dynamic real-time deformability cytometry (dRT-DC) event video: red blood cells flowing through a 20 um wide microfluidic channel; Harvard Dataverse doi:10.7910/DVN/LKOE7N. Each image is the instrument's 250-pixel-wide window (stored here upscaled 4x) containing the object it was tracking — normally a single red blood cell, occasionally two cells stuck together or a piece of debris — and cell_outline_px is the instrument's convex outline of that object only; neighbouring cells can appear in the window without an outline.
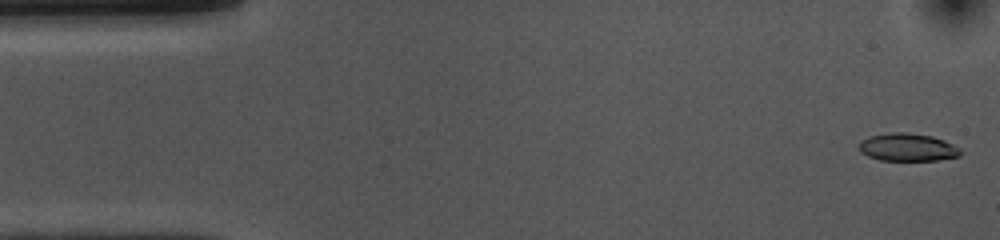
{"species": "common noctule bat (a hibernating species)", "species_latin": "Nyctalus noctula", "temperature_condition": "cold", "stored_images_in_passage": 52, "camera_frame_rate_fps": 3000, "um_per_image_px": 0.085, "animal": {"sex": "female", "body_mass_g": 10.0, "forearm_length_mm": 53.1}, "frame": {"image": 1, "passage_image": 1, "time_ms": 0.0, "image_size_px": [1000, 240], "cell_outline_px": [[960, 156], [936, 160], [880, 160], [868, 156], [860, 152], [860, 140], [868, 136], [892, 132], [904, 132], [932, 136], [944, 140], [960, 148]], "centroid_in_image_um": [77.12, 12.51], "position_along_channel_um": 7.9, "area_um2": 16.36}}
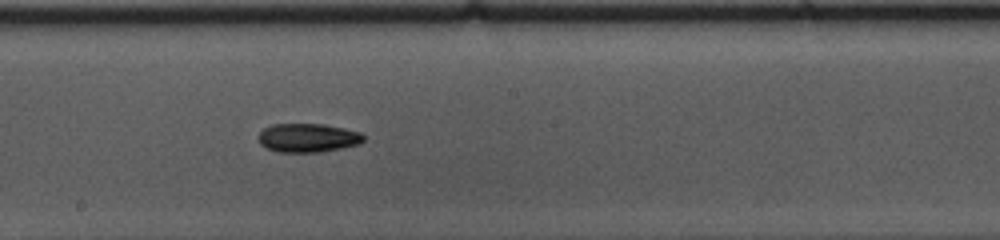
{"frame": {"image": 2, "passage_image": 27, "time_ms": 8.667, "image_size_px": [1000, 240], "cell_outline_px": [[364, 140], [360, 144], [320, 152], [276, 152], [260, 144], [260, 132], [264, 128], [272, 124], [324, 124], [344, 128], [360, 132], [364, 136]], "centroid_in_image_um": [26.19, 11.71], "position_along_channel_um": 222.0, "area_um2": 17.57}}
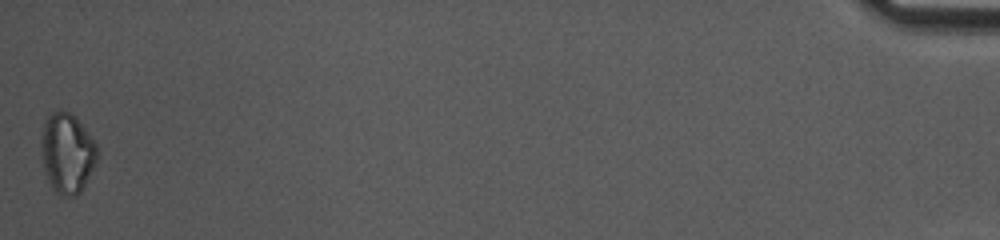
{"frame": {"image": 3, "passage_image": 52, "time_ms": 17.0, "image_size_px": [1000, 240], "cell_outline_px": [[96, 164], [80, 192], [76, 196], [64, 196], [56, 192], [48, 180], [44, 168], [40, 144], [44, 120], [52, 112], [60, 108], [68, 112], [84, 128], [96, 144]], "centroid_in_image_um": [5.68, 13.01], "position_along_channel_um": 429.5, "area_um2": 25.78}, "authors_computed_cell_mechanics": {"area_um2": 17.5423, "velocity_mm_per_s": 3.7247, "shape_relaxation_time_tau1_ms": 3.711, "shape_relaxation_time_tau2_ms": null, "deformation_change_tau1": 0.1025, "deformation_change_tau2": null}}